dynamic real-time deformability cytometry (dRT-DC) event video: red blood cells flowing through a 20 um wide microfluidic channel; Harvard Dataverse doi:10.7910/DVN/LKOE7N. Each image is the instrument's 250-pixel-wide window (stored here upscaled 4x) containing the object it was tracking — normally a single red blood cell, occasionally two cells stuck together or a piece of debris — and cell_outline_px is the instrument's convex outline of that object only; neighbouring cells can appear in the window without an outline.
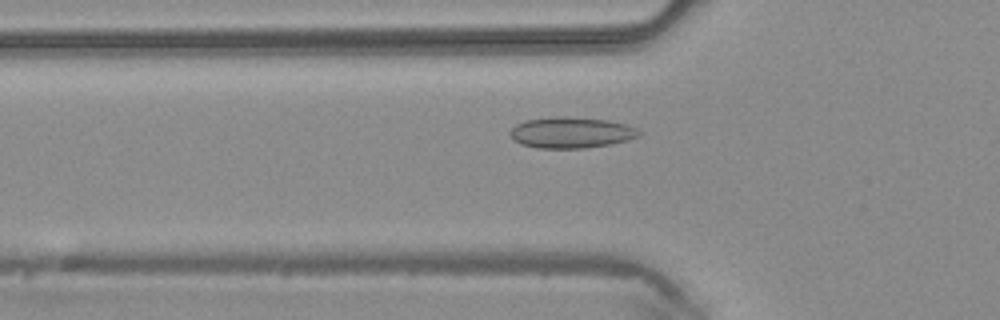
{"species": "common noctule bat (a hibernating species)", "species_latin": "Nyctalus noctula", "temperature_condition": "warm", "stored_images_in_passage": 45, "camera_frame_rate_fps": 3000, "um_per_image_px": 0.085, "animal": {"sex": "male", "body_mass_g": 20.4}, "frame": {"image": 1, "passage_image": 15, "time_ms": 4.667, "image_size_px": [1000, 320], "cell_outline_px": [[640, 136], [628, 140], [608, 144], [584, 148], [536, 148], [520, 144], [508, 132], [516, 124], [524, 120], [556, 116], [568, 116], [608, 120], [628, 124], [636, 128], [640, 132]], "centroid_in_image_um": [48.55, 11.25], "position_along_channel_um": 77.3, "area_um2": 23.41}}
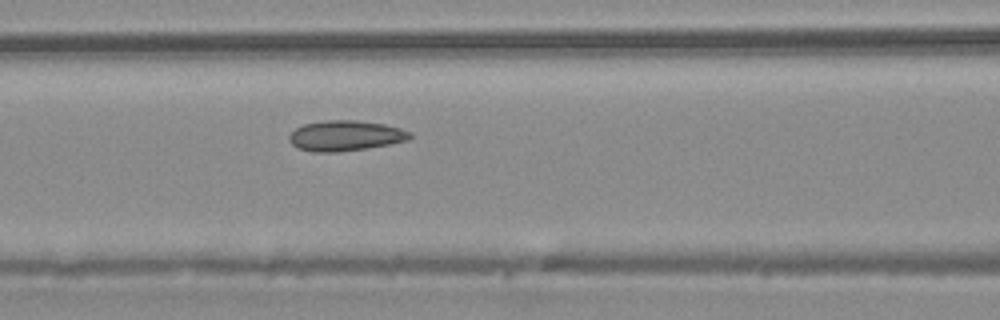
{"frame": {"image": 2, "passage_image": 19, "time_ms": 6.0, "image_size_px": [1000, 320], "cell_outline_px": [[412, 136], [408, 140], [388, 144], [364, 148], [336, 152], [312, 152], [296, 148], [288, 140], [288, 136], [296, 128], [304, 124], [324, 120], [356, 120], [384, 124], [400, 128], [412, 132]], "centroid_in_image_um": [29.33, 11.53], "position_along_channel_um": 137.3, "area_um2": 21.39}}
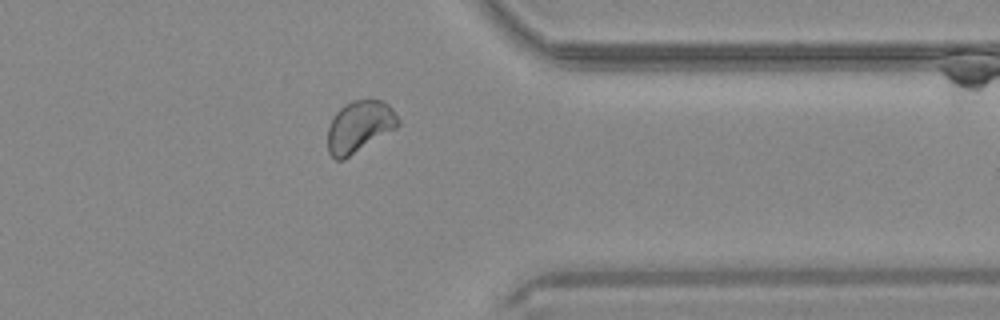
{"frame": {"image": 3, "passage_image": 36, "time_ms": 11.667, "image_size_px": [1000, 320], "cell_outline_px": [[400, 124], [396, 128], [344, 160], [336, 160], [328, 152], [328, 128], [336, 112], [344, 104], [352, 100], [384, 100], [392, 108], [400, 120]], "centroid_in_image_um": [30.56, 10.76], "position_along_channel_um": 380.8, "area_um2": 21.21}}